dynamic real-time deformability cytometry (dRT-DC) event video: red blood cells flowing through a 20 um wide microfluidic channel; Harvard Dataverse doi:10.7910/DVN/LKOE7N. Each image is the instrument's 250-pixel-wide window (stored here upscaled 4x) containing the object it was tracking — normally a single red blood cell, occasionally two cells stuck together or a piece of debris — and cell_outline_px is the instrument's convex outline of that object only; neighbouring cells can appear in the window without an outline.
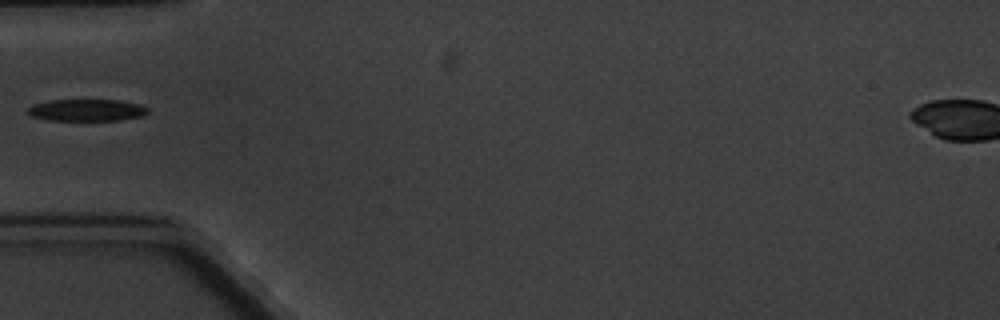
{"species": "common noctule bat (a hibernating species)", "species_latin": "Nyctalus noctula", "temperature_condition": "cold", "stored_images_in_passage": 9, "camera_frame_rate_fps": 3000, "um_per_image_px": 0.085, "animal": {"sex": "male", "body_mass_g": 20.1, "forearm_length_mm": 53.5}, "frame": {"image": 1, "passage_image": 6, "time_ms": 5.667, "image_size_px": [1000, 320], "cell_outline_px": [[148, 112], [144, 116], [120, 120], [48, 120], [32, 116], [24, 112], [24, 108], [32, 104], [52, 100], [120, 100], [140, 104], [148, 108]], "centroid_in_image_um": [7.33, 9.36], "position_along_channel_um": 77.7, "area_um2": 15.55}}
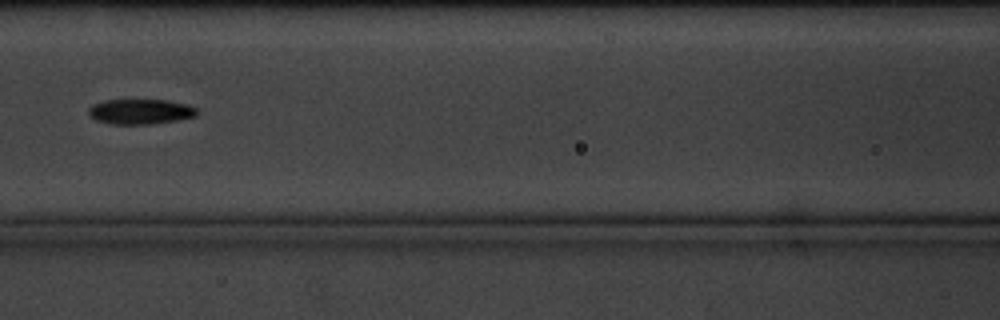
{"frame": {"image": 2, "passage_image": 8, "time_ms": 8.0, "image_size_px": [1000, 320], "cell_outline_px": [[200, 112], [196, 116], [176, 120], [152, 124], [112, 124], [96, 120], [88, 116], [88, 108], [92, 104], [104, 100], [168, 100], [188, 104], [196, 108]], "centroid_in_image_um": [11.93, 9.48], "position_along_channel_um": 154.7, "area_um2": 16.07}}